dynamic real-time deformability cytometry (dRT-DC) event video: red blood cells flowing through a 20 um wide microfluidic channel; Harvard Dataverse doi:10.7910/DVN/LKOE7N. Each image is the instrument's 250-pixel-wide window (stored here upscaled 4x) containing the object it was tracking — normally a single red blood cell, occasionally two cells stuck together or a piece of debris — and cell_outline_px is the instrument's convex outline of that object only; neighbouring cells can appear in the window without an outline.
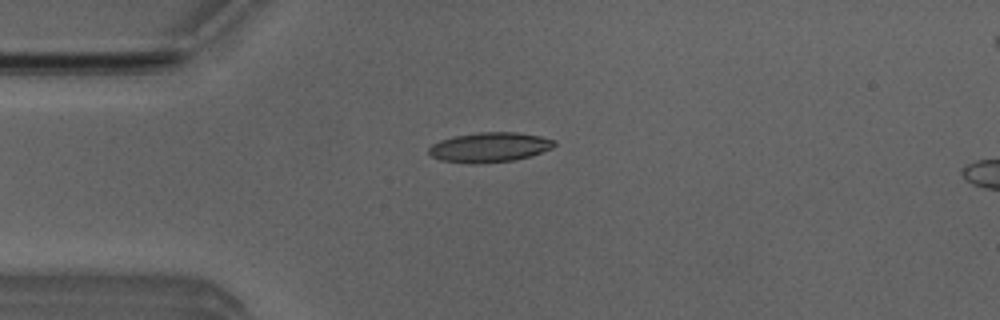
{"species": "Egyptian fruit bat (a non-hibernating species)", "species_latin": "Rousettus aegyptiacus", "temperature_condition": "room temperature", "stored_images_in_passage": 41, "camera_frame_rate_fps": 3000, "um_per_image_px": 0.085, "animal": {"sex": "male"}, "frame": {"image": 1, "passage_image": 13, "time_ms": 4.0, "image_size_px": [1000, 320], "cell_outline_px": [[556, 144], [552, 148], [532, 156], [512, 160], [480, 164], [468, 164], [440, 160], [432, 156], [428, 152], [428, 148], [432, 144], [440, 140], [456, 136], [480, 132], [516, 132], [540, 136], [556, 140]], "centroid_in_image_um": [41.62, 12.53], "position_along_channel_um": 43.4, "area_um2": 21.91}}
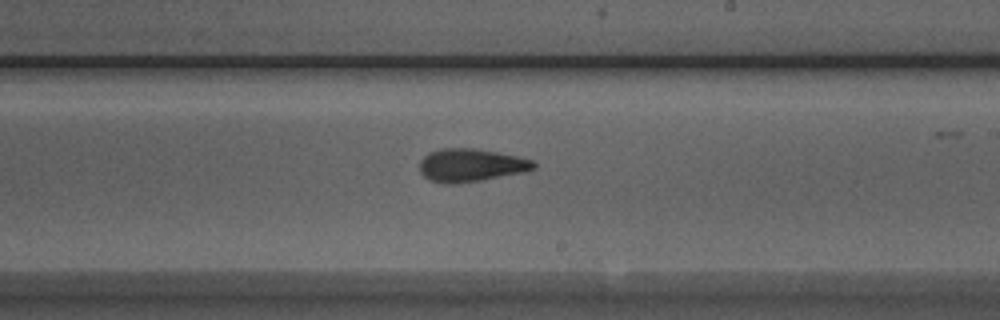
{"frame": {"image": 2, "passage_image": 30, "time_ms": 9.667, "image_size_px": [1000, 320], "cell_outline_px": [[536, 168], [528, 172], [480, 180], [452, 184], [444, 184], [428, 180], [420, 172], [420, 160], [428, 152], [440, 148], [472, 148], [496, 152], [516, 156], [532, 160], [536, 164]], "centroid_in_image_um": [40.01, 14.05], "position_along_channel_um": 249.0, "area_um2": 22.08}}
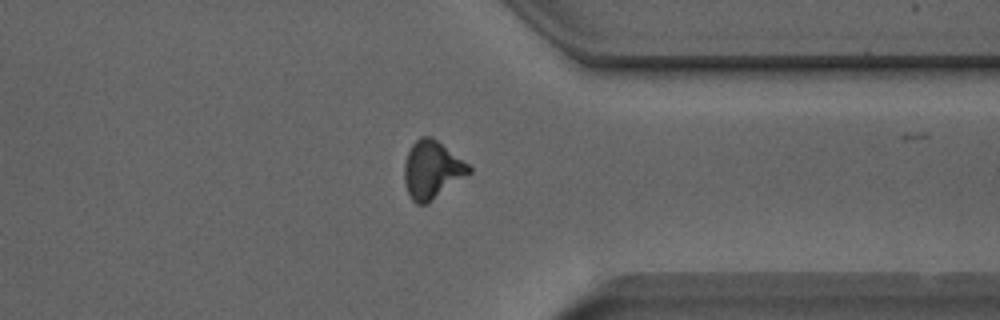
{"frame": {"image": 3, "passage_image": 40, "time_ms": 13.0, "image_size_px": [1000, 320], "cell_outline_px": [[472, 172], [428, 204], [416, 204], [412, 200], [408, 192], [404, 180], [404, 164], [408, 152], [412, 144], [420, 136], [432, 136], [468, 164], [472, 168]], "centroid_in_image_um": [36.72, 14.44], "position_along_channel_um": 374.7, "area_um2": 21.79}}